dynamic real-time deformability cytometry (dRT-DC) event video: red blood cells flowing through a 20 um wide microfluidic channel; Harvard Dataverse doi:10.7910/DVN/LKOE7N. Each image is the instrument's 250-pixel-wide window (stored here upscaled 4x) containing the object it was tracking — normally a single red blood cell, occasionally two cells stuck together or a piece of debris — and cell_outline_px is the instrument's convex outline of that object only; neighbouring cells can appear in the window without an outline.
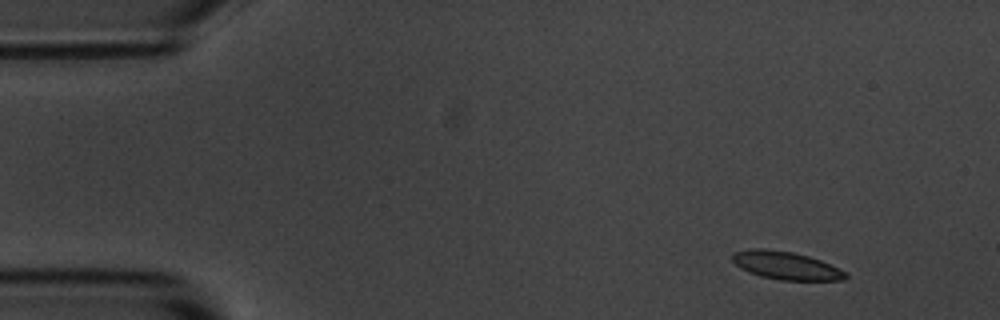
{"species": "common noctule bat (a hibernating species)", "species_latin": "Nyctalus noctula", "temperature_condition": "room temperature", "stored_images_in_passage": 4, "camera_frame_rate_fps": 3000, "um_per_image_px": 0.085, "animal": {"sex": "male", "body_mass_g": 20.1, "forearm_length_mm": 53.5}, "frame": {"image": 1, "passage_image": 1, "time_ms": 0.0, "image_size_px": [1000, 320], "cell_outline_px": [[848, 276], [844, 280], [780, 280], [760, 276], [748, 272], [740, 268], [732, 260], [732, 252], [752, 248], [764, 248], [792, 252], [808, 256], [820, 260], [848, 272]], "centroid_in_image_um": [66.8, 22.57], "position_along_channel_um": 18.2, "area_um2": 18.55}}
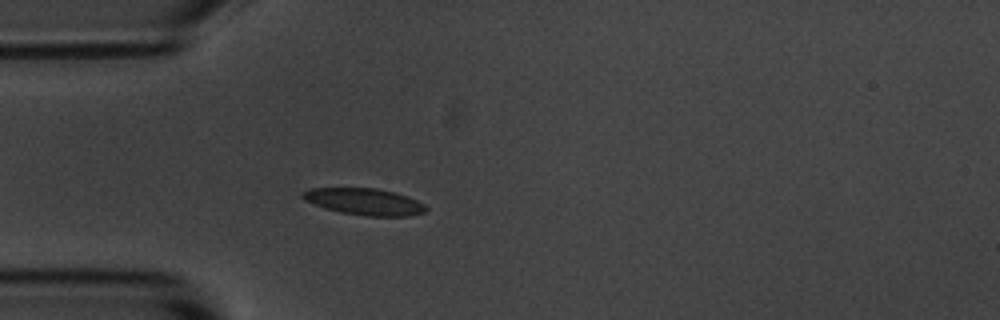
{"frame": {"image": 2, "passage_image": 4, "time_ms": 3.333, "image_size_px": [1000, 320], "cell_outline_px": [[428, 208], [424, 212], [408, 216], [368, 216], [340, 212], [324, 208], [304, 200], [300, 196], [300, 192], [312, 188], [376, 188], [396, 192], [408, 196], [424, 204]], "centroid_in_image_um": [30.96, 17.13], "position_along_channel_um": 54.0, "area_um2": 19.25}}